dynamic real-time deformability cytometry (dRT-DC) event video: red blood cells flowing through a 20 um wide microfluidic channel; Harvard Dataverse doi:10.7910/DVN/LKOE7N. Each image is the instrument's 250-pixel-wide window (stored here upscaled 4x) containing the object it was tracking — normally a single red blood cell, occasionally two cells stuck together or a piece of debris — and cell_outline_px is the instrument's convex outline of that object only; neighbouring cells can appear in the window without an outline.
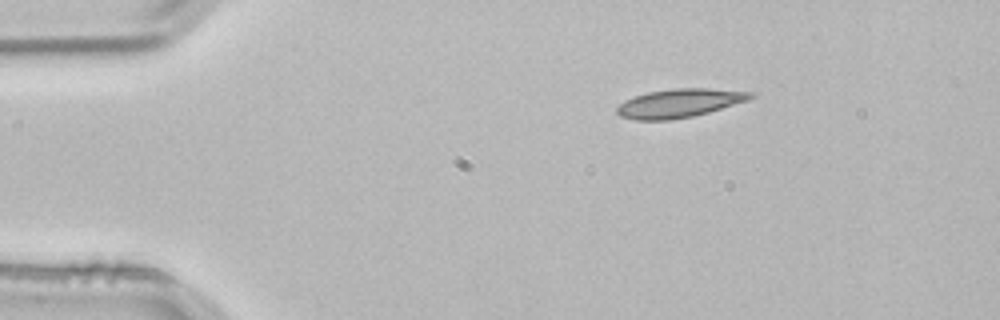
{"species": "common noctule bat (a hibernating species)", "species_latin": "Nyctalus noctula", "temperature_condition": "room temperature", "stored_images_in_passage": 2, "camera_frame_rate_fps": 3000, "um_per_image_px": 0.085, "animal": {"sex": "male", "body_mass_g": 21.5, "forearm_length_mm": 52.0}, "frame": {"image": 1, "passage_image": 1, "time_ms": 0.0, "image_size_px": [1000, 320], "cell_outline_px": [[756, 96], [748, 100], [708, 112], [692, 116], [668, 120], [636, 120], [620, 116], [616, 112], [616, 108], [624, 100], [632, 96], [648, 92], [676, 88], [708, 88], [756, 92]], "centroid_in_image_um": [57.75, 8.76], "position_along_channel_um": 27.3, "area_um2": 22.31}}